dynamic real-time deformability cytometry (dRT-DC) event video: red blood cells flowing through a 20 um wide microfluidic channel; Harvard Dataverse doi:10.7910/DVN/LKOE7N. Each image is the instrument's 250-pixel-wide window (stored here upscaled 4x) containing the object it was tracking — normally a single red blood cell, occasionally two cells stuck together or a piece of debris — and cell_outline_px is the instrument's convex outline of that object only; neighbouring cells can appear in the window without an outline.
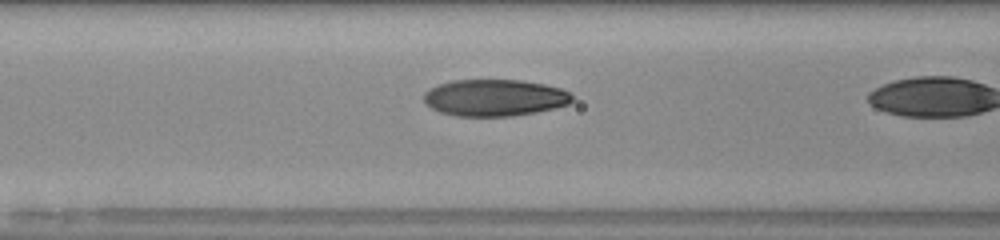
{"species": "human", "species_latin": "Homo sapiens", "temperature_condition": "room temperature", "stored_images_in_passage": 9, "camera_frame_rate_fps": 3000, "um_per_image_px": 0.085, "donor": {"sex": "male"}, "frame": {"image": 1, "passage_image": 8, "time_ms": 2.333, "image_size_px": [1000, 240], "cell_outline_px": [[572, 100], [568, 104], [556, 108], [536, 112], [512, 116], [456, 116], [440, 112], [424, 104], [424, 92], [428, 88], [452, 80], [520, 80], [544, 84], [560, 88], [568, 92], [572, 96]], "centroid_in_image_um": [42.01, 8.31], "position_along_channel_um": 124.6, "area_um2": 31.85}}